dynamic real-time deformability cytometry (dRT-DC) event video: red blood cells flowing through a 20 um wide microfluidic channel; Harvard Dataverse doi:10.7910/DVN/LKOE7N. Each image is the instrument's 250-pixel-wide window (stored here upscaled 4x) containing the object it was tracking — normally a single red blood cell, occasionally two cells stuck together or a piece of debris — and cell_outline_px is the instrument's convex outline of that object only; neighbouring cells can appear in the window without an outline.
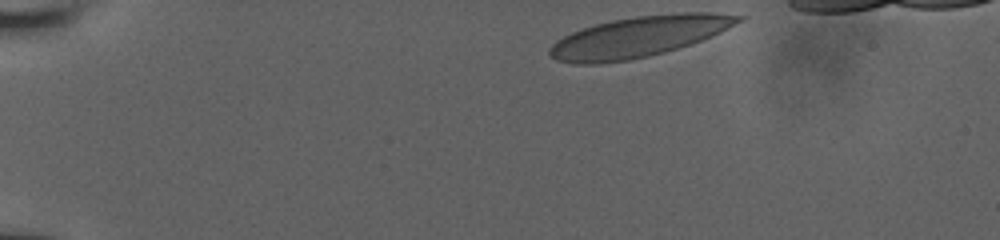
{"species": "human", "species_latin": "Homo sapiens", "temperature_condition": "room temperature", "stored_images_in_passage": 7, "camera_frame_rate_fps": 3000, "um_per_image_px": 0.085, "donor": {"sex": "male"}, "frame": {"image": 1, "passage_image": 1, "time_ms": 0.0, "image_size_px": [1000, 240], "cell_outline_px": [[748, 16], [744, 20], [720, 32], [700, 40], [664, 52], [648, 56], [628, 60], [600, 64], [576, 64], [556, 60], [548, 52], [548, 48], [556, 40], [572, 32], [596, 24], [612, 20], [636, 16], [680, 12], [712, 12]], "centroid_in_image_um": [54.3, 3.11], "position_along_channel_um": 30.7, "area_um2": 44.56}}
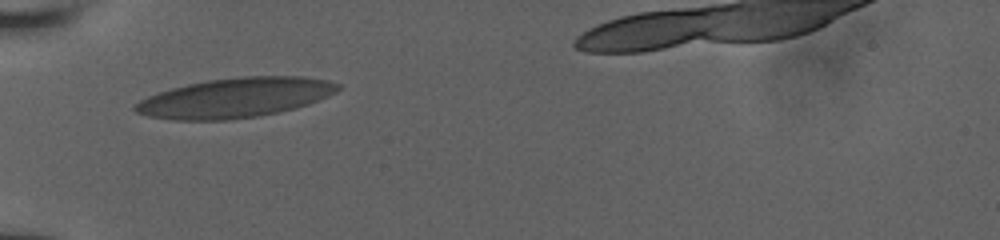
{"frame": {"image": 2, "passage_image": 5, "time_ms": 3.0, "image_size_px": [1000, 240], "cell_outline_px": [[340, 88], [336, 92], [328, 96], [308, 104], [296, 108], [280, 112], [260, 116], [228, 120], [172, 120], [148, 116], [136, 112], [132, 108], [140, 100], [156, 92], [188, 84], [208, 80], [244, 76], [304, 76], [328, 80], [340, 84]], "centroid_in_image_um": [20.0, 8.31], "position_along_channel_um": 65.0, "area_um2": 47.05}}
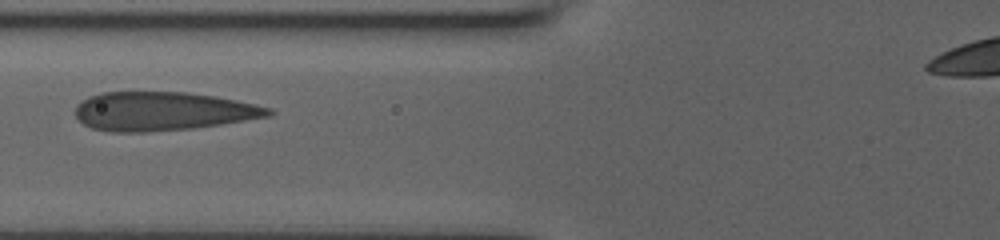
{"frame": {"image": 3, "passage_image": 7, "time_ms": 4.333, "image_size_px": [1000, 240], "cell_outline_px": [[276, 112], [272, 116], [220, 124], [192, 128], [144, 132], [112, 132], [92, 128], [84, 124], [76, 116], [76, 104], [80, 100], [88, 96], [100, 92], [188, 92], [216, 96], [256, 104], [272, 108]], "centroid_in_image_um": [13.84, 9.45], "position_along_channel_um": 112.0, "area_um2": 43.87}}